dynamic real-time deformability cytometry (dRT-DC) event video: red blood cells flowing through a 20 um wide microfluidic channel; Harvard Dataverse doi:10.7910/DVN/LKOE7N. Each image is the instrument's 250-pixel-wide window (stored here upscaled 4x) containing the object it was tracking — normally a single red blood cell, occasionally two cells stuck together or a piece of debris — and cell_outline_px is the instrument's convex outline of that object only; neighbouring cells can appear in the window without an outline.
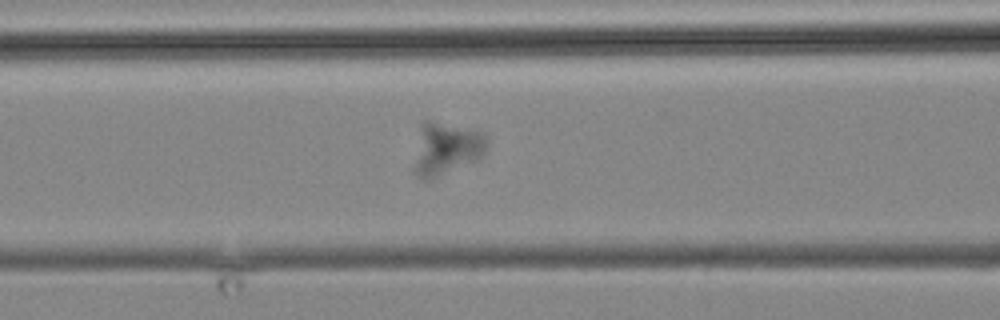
{"species": "common noctule bat (a hibernating species)", "species_latin": "Nyctalus noctula", "temperature_condition": "cold", "stored_images_in_passage": 4, "camera_frame_rate_fps": 3000, "um_per_image_px": 0.085, "animal": {"sex": "male", "body_mass_g": 19.2, "forearm_length_mm": 51.8}, "frame": {"image": 1, "passage_image": 4, "time_ms": 3.333, "image_size_px": [1000, 320], "cell_outline_px": [[488, 144], [484, 152], [480, 156], [472, 160], [428, 180], [424, 180], [416, 176], [412, 168], [420, 124], [424, 120], [428, 120], [484, 132], [488, 140]], "centroid_in_image_um": [37.86, 12.61], "position_along_channel_um": 128.7, "area_um2": 22.02}}